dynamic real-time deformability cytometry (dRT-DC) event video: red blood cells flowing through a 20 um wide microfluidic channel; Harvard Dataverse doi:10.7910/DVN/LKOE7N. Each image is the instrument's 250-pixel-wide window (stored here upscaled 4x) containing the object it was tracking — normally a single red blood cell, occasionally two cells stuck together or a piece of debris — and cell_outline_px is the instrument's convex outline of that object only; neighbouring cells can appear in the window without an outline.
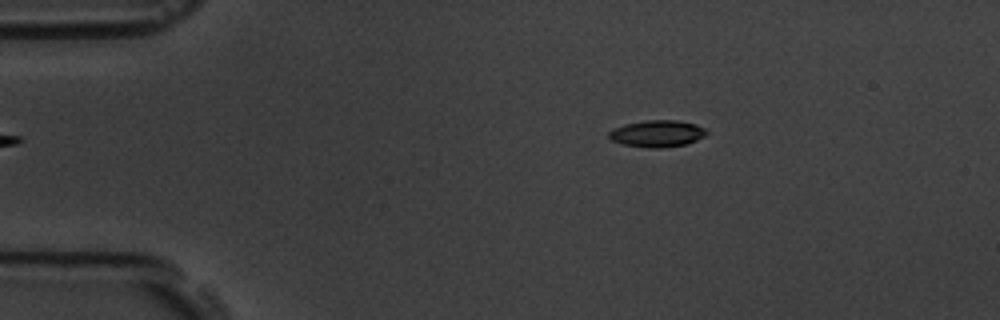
{"species": "common noctule bat (a hibernating species)", "species_latin": "Nyctalus noctula", "temperature_condition": "room temperature", "stored_images_in_passage": 3, "camera_frame_rate_fps": 3000, "um_per_image_px": 0.085, "animal": {"sex": "male", "body_mass_g": 19.5, "forearm_length_mm": 54.6}, "frame": {"image": 1, "passage_image": 3, "time_ms": 2.333, "image_size_px": [1000, 320], "cell_outline_px": [[708, 132], [704, 136], [688, 144], [660, 148], [648, 148], [624, 144], [612, 140], [608, 136], [608, 132], [612, 128], [624, 124], [644, 120], [676, 120], [696, 124], [704, 128]], "centroid_in_image_um": [55.85, 11.35], "position_along_channel_um": 29.2, "area_um2": 15.32}}